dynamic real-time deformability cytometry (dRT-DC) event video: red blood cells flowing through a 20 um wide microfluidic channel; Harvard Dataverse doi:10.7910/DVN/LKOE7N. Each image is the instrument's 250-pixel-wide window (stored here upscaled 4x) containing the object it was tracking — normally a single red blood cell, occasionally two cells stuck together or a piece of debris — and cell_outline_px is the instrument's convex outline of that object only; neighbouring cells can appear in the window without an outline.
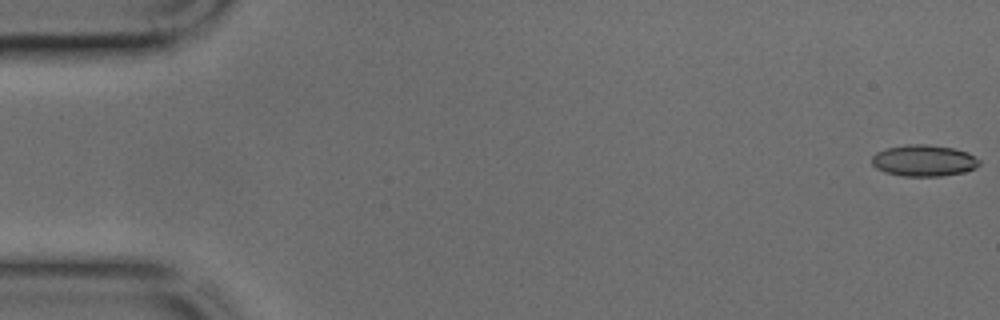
{"species": "common noctule bat (a hibernating species)", "species_latin": "Nyctalus noctula", "temperature_condition": "cold", "stored_images_in_passage": 45, "camera_frame_rate_fps": 3000, "um_per_image_px": 0.085, "animal": {"sex": "male", "body_mass_g": 17.9, "forearm_length_mm": 54.2}, "frame": {"image": 1, "passage_image": 1, "time_ms": 0.0, "image_size_px": [1000, 320], "cell_outline_px": [[980, 164], [976, 168], [964, 172], [940, 176], [904, 176], [884, 172], [876, 168], [872, 164], [872, 156], [876, 152], [888, 148], [908, 144], [924, 144], [952, 148], [968, 152], [980, 160]], "centroid_in_image_um": [78.53, 13.65], "position_along_channel_um": 6.5, "area_um2": 19.65}}
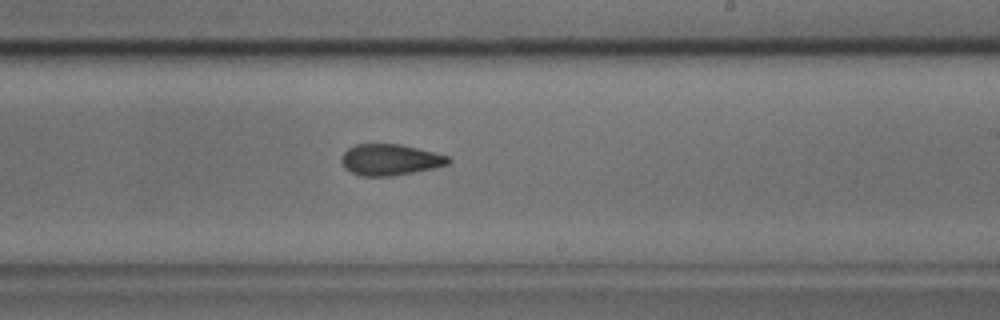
{"frame": {"image": 2, "passage_image": 27, "time_ms": 8.667, "image_size_px": [1000, 320], "cell_outline_px": [[452, 160], [448, 164], [432, 168], [392, 176], [364, 176], [352, 172], [344, 168], [340, 160], [340, 156], [348, 148], [356, 144], [400, 144], [448, 156]], "centroid_in_image_um": [33.11, 13.57], "position_along_channel_um": 255.9, "area_um2": 19.25}}
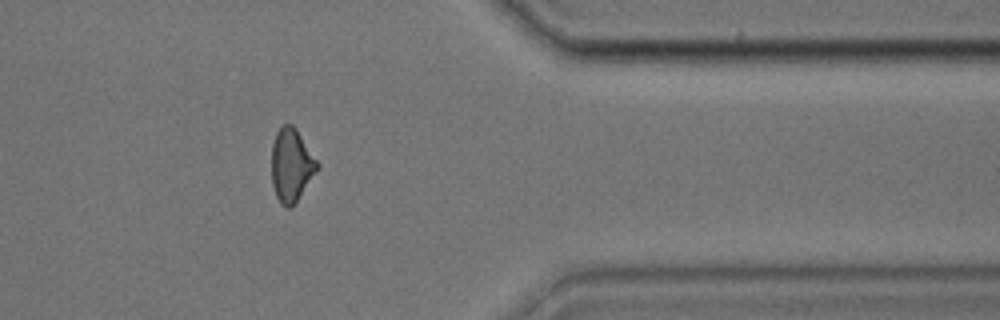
{"frame": {"image": 3, "passage_image": 37, "time_ms": 12.0, "image_size_px": [1000, 320], "cell_outline_px": [[320, 168], [292, 208], [288, 208], [280, 204], [276, 196], [272, 184], [272, 144], [276, 132], [284, 124], [292, 124], [296, 128], [320, 164]], "centroid_in_image_um": [24.78, 14.06], "position_along_channel_um": 386.6, "area_um2": 19.71}}